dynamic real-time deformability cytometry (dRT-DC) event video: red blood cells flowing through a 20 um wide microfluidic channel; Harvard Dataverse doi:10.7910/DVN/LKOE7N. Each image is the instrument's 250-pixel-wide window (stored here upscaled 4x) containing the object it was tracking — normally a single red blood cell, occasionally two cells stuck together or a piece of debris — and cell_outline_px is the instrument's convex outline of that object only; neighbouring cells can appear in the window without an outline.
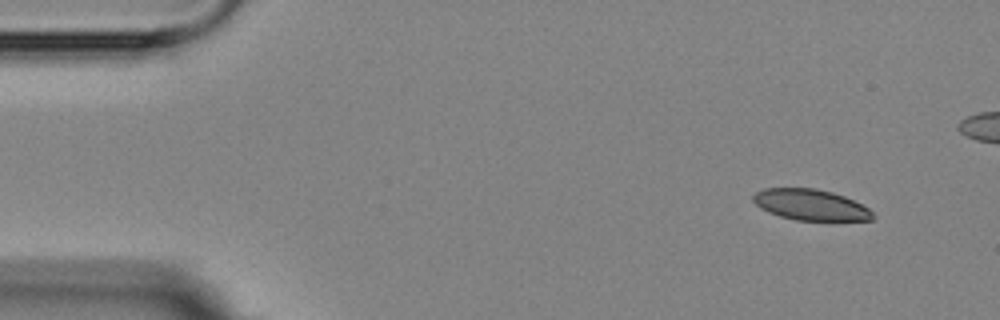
{"species": "Egyptian fruit bat (a non-hibernating species)", "species_latin": "Rousettus aegyptiacus", "temperature_condition": "room temperature", "stored_images_in_passage": 4, "camera_frame_rate_fps": 3000, "um_per_image_px": 0.085, "animal": {"sex": "female"}, "frame": {"image": 1, "passage_image": 1, "time_ms": 0.0, "image_size_px": [1000, 320], "cell_outline_px": [[876, 216], [872, 220], [796, 220], [780, 216], [768, 212], [760, 208], [752, 200], [752, 196], [756, 192], [764, 188], [816, 188], [832, 192], [844, 196], [868, 208]], "centroid_in_image_um": [68.88, 17.4], "position_along_channel_um": 16.1, "area_um2": 21.5}}